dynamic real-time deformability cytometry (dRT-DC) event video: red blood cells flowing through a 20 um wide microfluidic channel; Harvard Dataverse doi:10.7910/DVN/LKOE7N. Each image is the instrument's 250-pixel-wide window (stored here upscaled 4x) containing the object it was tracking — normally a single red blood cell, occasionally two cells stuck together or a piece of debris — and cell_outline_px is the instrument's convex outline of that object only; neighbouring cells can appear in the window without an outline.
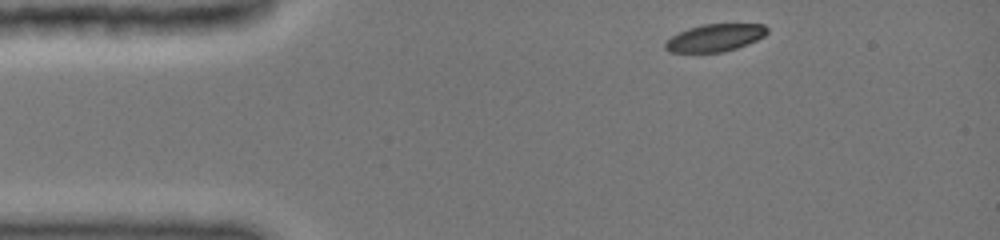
{"species": "common noctule bat (a hibernating species)", "species_latin": "Nyctalus noctula", "temperature_condition": "cold", "stored_images_in_passage": 40, "camera_frame_rate_fps": 3000, "um_per_image_px": 0.085, "animal": {"sex": "female", "body_mass_g": 19.0, "forearm_length_mm": 51.5}, "frame": {"image": 1, "passage_image": 1, "time_ms": 0.0, "image_size_px": [1000, 240], "cell_outline_px": [[768, 32], [764, 36], [756, 40], [736, 48], [720, 52], [668, 52], [664, 48], [664, 44], [672, 36], [688, 28], [704, 24], [764, 24], [768, 28]], "centroid_in_image_um": [60.77, 3.2], "position_along_channel_um": 24.2, "area_um2": 16.13}}
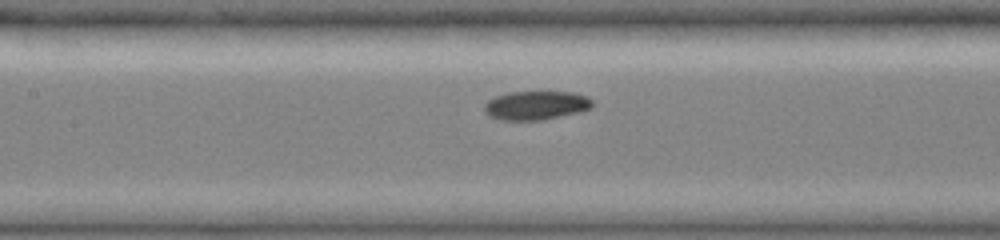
{"frame": {"image": 2, "passage_image": 17, "time_ms": 5.0, "image_size_px": [1000, 240], "cell_outline_px": [[592, 108], [580, 112], [540, 120], [500, 120], [488, 116], [484, 112], [484, 104], [488, 100], [496, 96], [508, 92], [572, 92], [584, 96], [592, 100]], "centroid_in_image_um": [45.52, 8.96], "position_along_channel_um": 161.9, "area_um2": 18.15}}
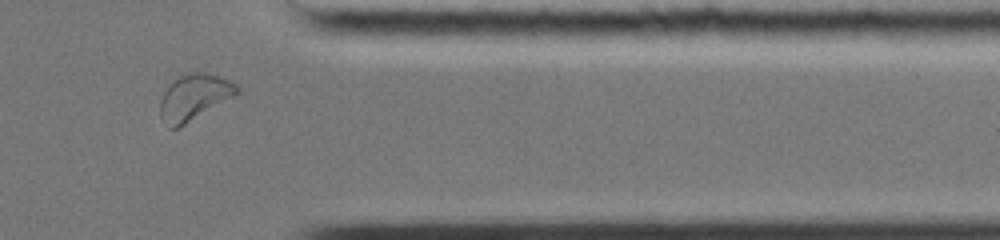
{"frame": {"image": 3, "passage_image": 34, "time_ms": 11.0, "image_size_px": [1000, 240], "cell_outline_px": [[240, 92], [184, 124], [176, 128], [168, 128], [160, 116], [160, 100], [164, 92], [180, 76], [192, 72], [204, 72], [220, 76], [240, 84]], "centroid_in_image_um": [16.53, 8.24], "position_along_channel_um": 394.9, "area_um2": 20.17}, "authors_computed_cell_mechanics": {"area_um2": 17.8313, "velocity_mm_per_s": 3.9319, "shape_relaxation_time_tau1_ms": 3.7465, "shape_relaxation_time_tau2_ms": null, "deformation_change_tau1": 0.1104, "deformation_change_tau2": null}}